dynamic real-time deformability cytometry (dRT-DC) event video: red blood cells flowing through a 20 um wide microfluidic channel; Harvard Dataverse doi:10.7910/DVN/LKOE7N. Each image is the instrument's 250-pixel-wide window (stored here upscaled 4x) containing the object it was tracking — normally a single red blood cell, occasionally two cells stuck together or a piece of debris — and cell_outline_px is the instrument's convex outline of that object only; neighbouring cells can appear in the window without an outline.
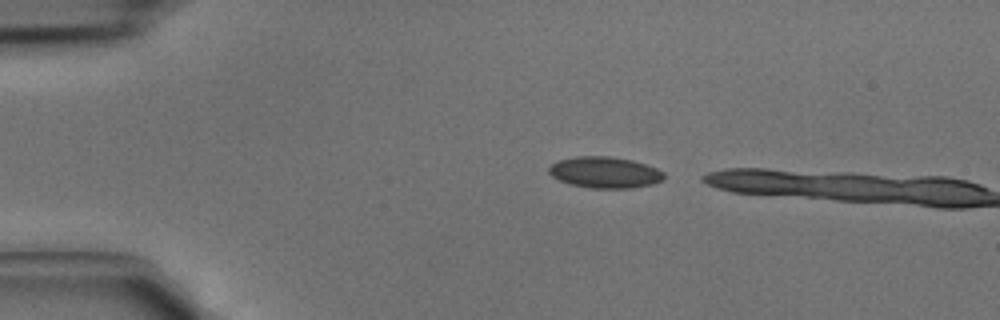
{"species": "common noctule bat (a hibernating species)", "species_latin": "Nyctalus noctula", "temperature_condition": "cold", "stored_images_in_passage": 2, "camera_frame_rate_fps": 3000, "um_per_image_px": 0.085, "animal": {"sex": "male", "body_mass_g": 15.6}, "frame": {"image": 1, "passage_image": 1, "time_ms": 0.0, "image_size_px": [1000, 320], "cell_outline_px": [[664, 180], [652, 184], [632, 188], [592, 188], [568, 184], [552, 176], [548, 172], [548, 168], [556, 160], [576, 156], [608, 156], [632, 160], [656, 168], [664, 172]], "centroid_in_image_um": [51.39, 14.65], "position_along_channel_um": 33.6, "area_um2": 21.04}}